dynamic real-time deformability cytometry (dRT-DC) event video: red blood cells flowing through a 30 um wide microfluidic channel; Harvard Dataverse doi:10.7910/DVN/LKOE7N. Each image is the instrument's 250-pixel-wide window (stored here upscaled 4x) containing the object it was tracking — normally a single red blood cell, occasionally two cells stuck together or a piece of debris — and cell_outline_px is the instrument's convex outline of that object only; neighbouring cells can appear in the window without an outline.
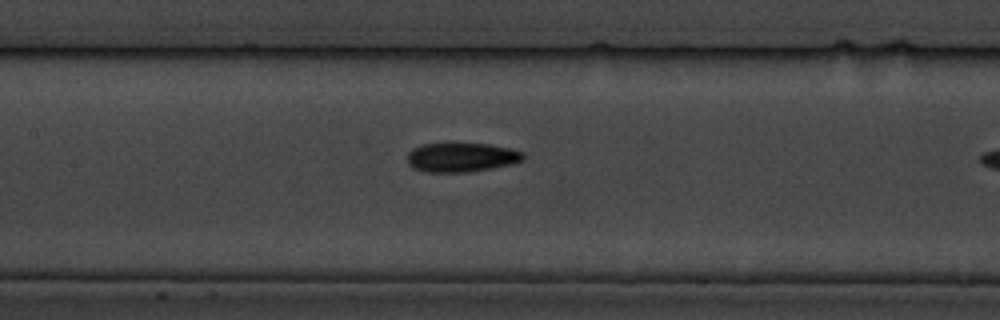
{"species": "common noctule bat (a hibernating species)", "species_latin": "Nyctalus noctula", "temperature_condition": "cold", "stored_images_in_passage": 5, "segment_of_instrument_passage": [2, 2], "camera_frame_rate_fps": 3000, "um_per_image_px": 0.085, "animal": {"sex": "male", "body_mass_g": 19.5, "forearm_length_mm": 54.6}, "frame": {"image": 1, "passage_image": 5, "time_ms": 4.667, "image_size_px": [1000, 320], "cell_outline_px": [[524, 160], [512, 164], [468, 172], [424, 172], [412, 168], [408, 164], [408, 152], [412, 148], [424, 144], [488, 144], [508, 148], [524, 152]], "centroid_in_image_um": [39.2, 13.38], "position_along_channel_um": 168.2, "area_um2": 19.65}}